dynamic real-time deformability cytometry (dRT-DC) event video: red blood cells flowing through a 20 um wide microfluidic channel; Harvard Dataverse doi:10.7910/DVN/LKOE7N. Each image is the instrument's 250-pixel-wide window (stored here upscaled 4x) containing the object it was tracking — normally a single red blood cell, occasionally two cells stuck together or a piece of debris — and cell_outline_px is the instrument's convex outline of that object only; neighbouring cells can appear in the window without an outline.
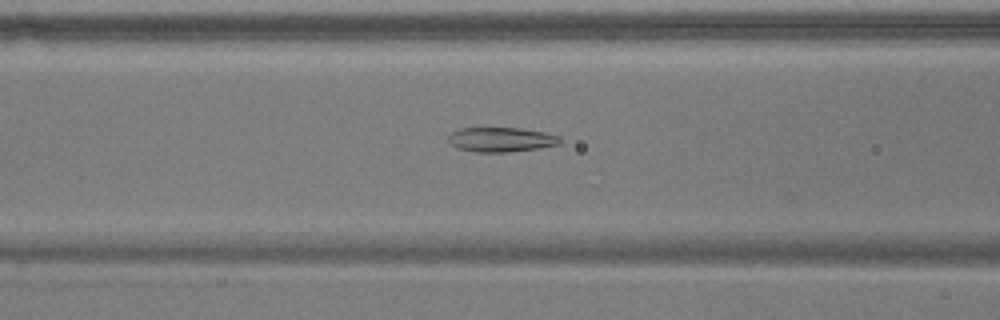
{"species": "common noctule bat (a hibernating species)", "species_latin": "Nyctalus noctula", "temperature_condition": "warm", "stored_images_in_passage": 44, "camera_frame_rate_fps": 3000, "um_per_image_px": 0.085, "animal": {"sex": "male", "body_mass_g": 17.9}, "frame": {"image": 1, "passage_image": 11, "time_ms": 3.333, "image_size_px": [1000, 320], "cell_outline_px": [[560, 144], [536, 148], [508, 152], [476, 152], [456, 148], [448, 144], [448, 136], [452, 132], [460, 128], [520, 128], [544, 132], [560, 136]], "centroid_in_image_um": [42.54, 11.86], "position_along_channel_um": 124.1, "area_um2": 16.01}}
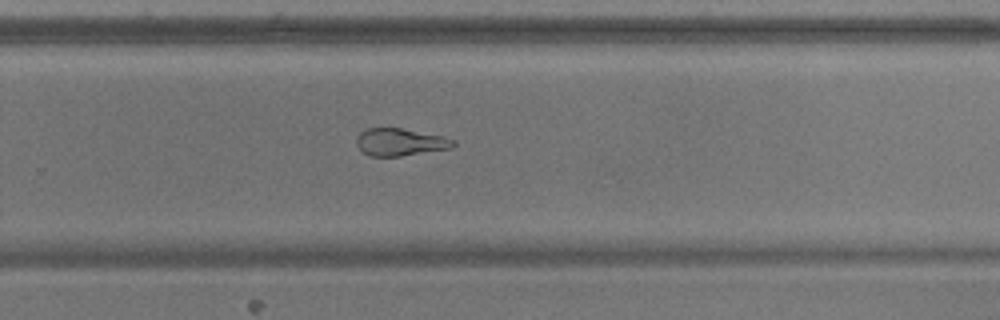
{"frame": {"image": 2, "passage_image": 25, "time_ms": 8.0, "image_size_px": [1000, 320], "cell_outline_px": [[456, 144], [452, 148], [400, 156], [372, 156], [364, 152], [356, 144], [356, 136], [360, 132], [368, 128], [404, 128], [444, 136], [456, 140]], "centroid_in_image_um": [34.05, 12.06], "position_along_channel_um": 295.8, "area_um2": 15.55}}
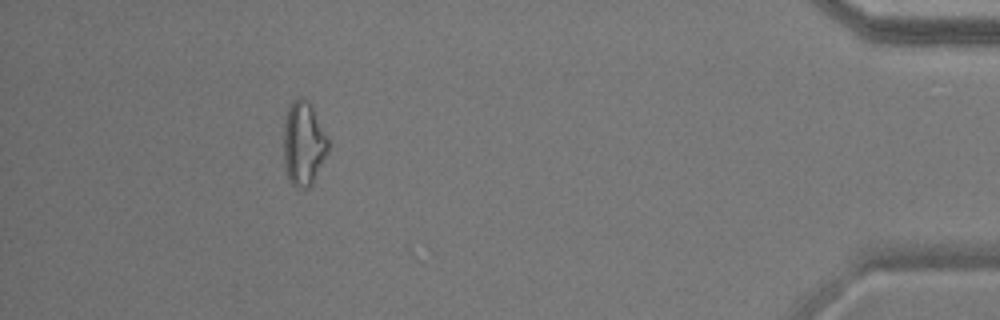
{"frame": {"image": 3, "passage_image": 39, "time_ms": 12.667, "image_size_px": [1000, 320], "cell_outline_px": [[328, 152], [312, 184], [308, 188], [296, 188], [288, 180], [284, 160], [284, 124], [288, 104], [292, 100], [300, 96], [304, 96], [308, 100], [328, 140]], "centroid_in_image_um": [25.78, 12.2], "position_along_channel_um": 409.4, "area_um2": 21.79}, "authors_computed_cell_mechanics": {"area_um2": 16.9643, "velocity_mm_per_s": 3.6928, "shape_relaxation_time_tau1_ms": null, "shape_relaxation_time_tau2_ms": 3.921, "deformation_change_tau1": null, "deformation_change_tau2": 0.1091}}